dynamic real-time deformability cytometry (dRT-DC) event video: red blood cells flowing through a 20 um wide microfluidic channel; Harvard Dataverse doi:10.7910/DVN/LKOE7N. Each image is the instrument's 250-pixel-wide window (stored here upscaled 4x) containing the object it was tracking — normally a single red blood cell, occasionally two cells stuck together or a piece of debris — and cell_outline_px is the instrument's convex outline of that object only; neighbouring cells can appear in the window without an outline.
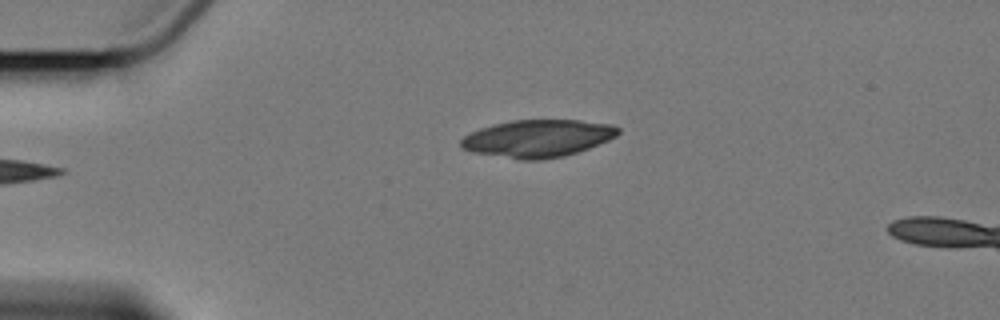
{"species": "Egyptian fruit bat (a non-hibernating species)", "species_latin": "Rousettus aegyptiacus", "temperature_condition": "cold", "stored_images_in_passage": 5, "camera_frame_rate_fps": 3000, "um_per_image_px": 0.085, "animal": {"sex": "female"}, "frame": {"image": 1, "passage_image": 5, "time_ms": 4.667, "image_size_px": [1000, 320], "cell_outline_px": [[620, 132], [616, 136], [608, 140], [588, 148], [564, 156], [540, 160], [520, 160], [472, 152], [460, 148], [460, 140], [464, 136], [480, 128], [512, 120], [580, 120], [608, 124], [620, 128]], "centroid_in_image_um": [45.68, 11.77], "position_along_channel_um": 39.3, "area_um2": 34.16}}